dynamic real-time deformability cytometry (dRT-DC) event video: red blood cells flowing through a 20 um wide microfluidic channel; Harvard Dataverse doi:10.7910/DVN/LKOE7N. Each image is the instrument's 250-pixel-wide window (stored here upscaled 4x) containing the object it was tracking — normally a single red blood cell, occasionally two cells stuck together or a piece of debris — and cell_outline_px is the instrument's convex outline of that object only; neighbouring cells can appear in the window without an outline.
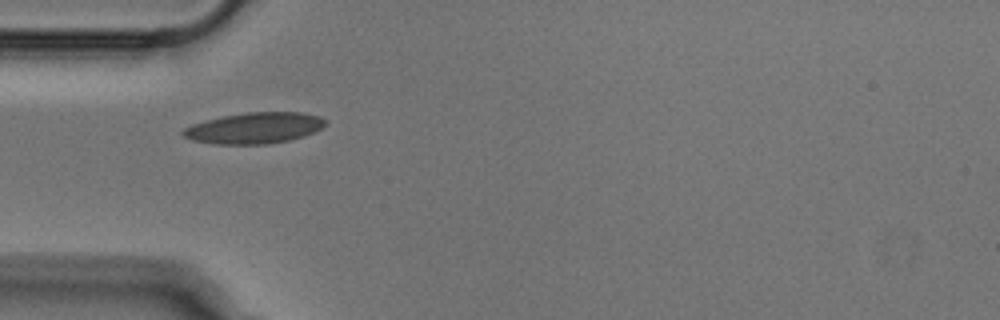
{"species": "Egyptian fruit bat (a non-hibernating species)", "species_latin": "Rousettus aegyptiacus", "temperature_condition": "cold", "stored_images_in_passage": 29, "camera_frame_rate_fps": 3000, "um_per_image_px": 0.085, "animal": {"sex": "male"}, "frame": {"image": 1, "passage_image": 1, "time_ms": 0.0, "image_size_px": [1000, 320], "cell_outline_px": [[328, 124], [304, 136], [288, 140], [268, 144], [216, 144], [192, 140], [184, 136], [180, 132], [184, 128], [192, 124], [224, 116], [248, 112], [300, 112], [320, 116], [328, 120]], "centroid_in_image_um": [21.65, 10.88], "position_along_channel_um": 63.4, "area_um2": 25.66}}
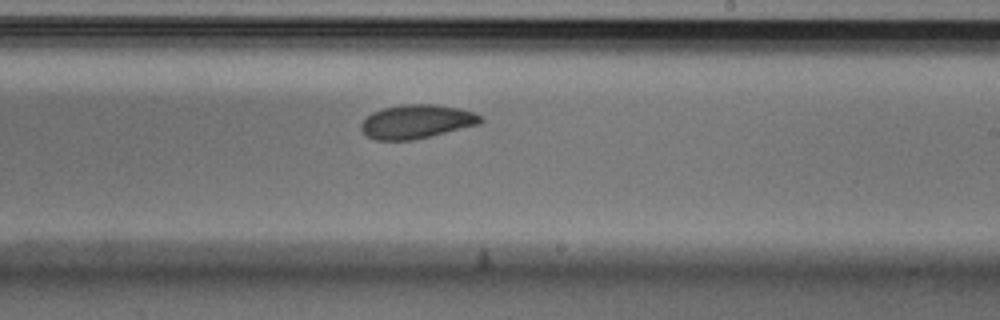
{"frame": {"image": 2, "passage_image": 16, "time_ms": 5.0, "image_size_px": [1000, 320], "cell_outline_px": [[484, 120], [480, 124], [432, 136], [412, 140], [376, 140], [368, 136], [360, 128], [360, 124], [372, 112], [384, 108], [404, 104], [432, 104], [456, 108], [472, 112], [480, 116]], "centroid_in_image_um": [35.41, 10.34], "position_along_channel_um": 253.6, "area_um2": 23.35}}
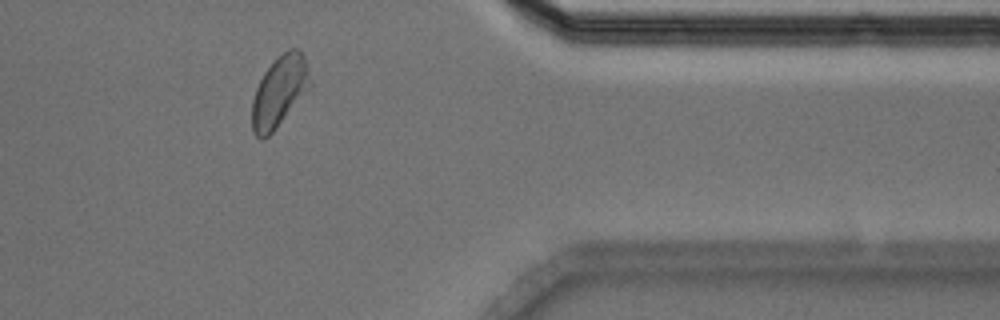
{"frame": {"image": 3, "passage_image": 28, "time_ms": 9.0, "image_size_px": [1000, 320], "cell_outline_px": [[312, 84], [276, 128], [264, 140], [260, 140], [252, 132], [252, 100], [256, 88], [264, 72], [288, 48], [296, 48], [304, 56], [308, 64], [312, 80]], "centroid_in_image_um": [23.75, 7.79], "position_along_channel_um": 387.7, "area_um2": 23.76}}